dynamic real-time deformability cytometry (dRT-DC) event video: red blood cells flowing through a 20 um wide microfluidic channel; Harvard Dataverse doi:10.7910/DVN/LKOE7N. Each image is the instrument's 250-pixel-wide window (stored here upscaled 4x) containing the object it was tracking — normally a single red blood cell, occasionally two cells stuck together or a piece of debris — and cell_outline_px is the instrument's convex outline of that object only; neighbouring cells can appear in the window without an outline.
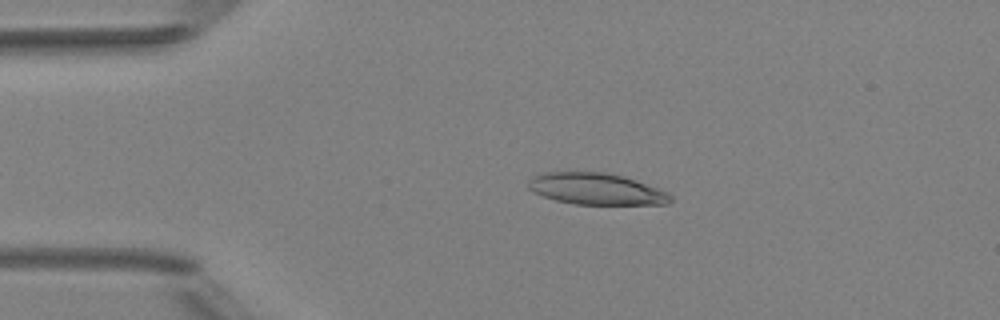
{"species": "Egyptian fruit bat (a non-hibernating species)", "species_latin": "Rousettus aegyptiacus", "temperature_condition": "room temperature", "stored_images_in_passage": 2, "camera_frame_rate_fps": 3000, "um_per_image_px": 0.085, "animal": {"sex": "female"}, "frame": {"image": 1, "passage_image": 1, "time_ms": 0.0, "image_size_px": [1000, 320], "cell_outline_px": [[672, 200], [668, 204], [576, 204], [556, 200], [532, 192], [528, 188], [528, 180], [532, 176], [544, 172], [604, 172], [624, 176], [660, 188], [668, 192], [672, 196]], "centroid_in_image_um": [50.69, 16.05], "position_along_channel_um": 34.3, "area_um2": 26.24}}